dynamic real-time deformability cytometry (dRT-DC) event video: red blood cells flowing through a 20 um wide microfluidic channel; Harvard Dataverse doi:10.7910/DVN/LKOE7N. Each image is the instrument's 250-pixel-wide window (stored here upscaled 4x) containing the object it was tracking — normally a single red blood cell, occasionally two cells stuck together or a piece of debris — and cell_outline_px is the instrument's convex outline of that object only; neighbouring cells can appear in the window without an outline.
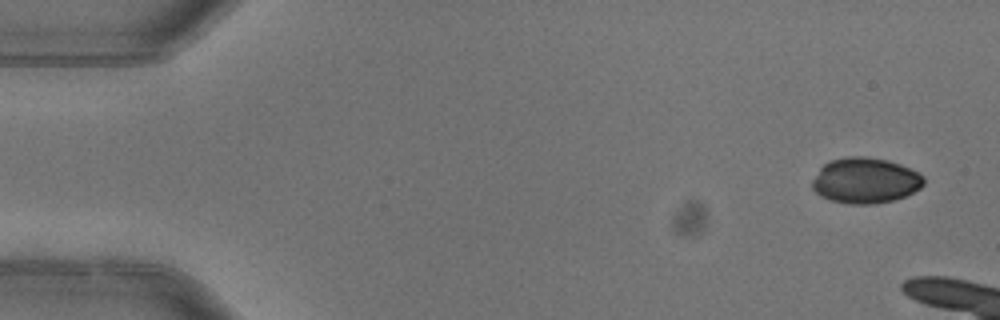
{"species": "common noctule bat (a hibernating species)", "species_latin": "Nyctalus noctula", "temperature_condition": "warm", "stored_images_in_passage": 3, "camera_frame_rate_fps": 3000, "um_per_image_px": 0.085, "animal": {"sex": "female"}, "frame": {"image": 1, "passage_image": 1, "time_ms": 0.0, "image_size_px": [1000, 320], "cell_outline_px": [[924, 184], [920, 188], [904, 196], [892, 200], [876, 204], [848, 204], [832, 200], [816, 192], [812, 188], [812, 180], [820, 168], [828, 160], [848, 156], [864, 156], [888, 160], [900, 164], [920, 172], [924, 176]], "centroid_in_image_um": [73.56, 15.33], "position_along_channel_um": 11.4, "area_um2": 29.71}}